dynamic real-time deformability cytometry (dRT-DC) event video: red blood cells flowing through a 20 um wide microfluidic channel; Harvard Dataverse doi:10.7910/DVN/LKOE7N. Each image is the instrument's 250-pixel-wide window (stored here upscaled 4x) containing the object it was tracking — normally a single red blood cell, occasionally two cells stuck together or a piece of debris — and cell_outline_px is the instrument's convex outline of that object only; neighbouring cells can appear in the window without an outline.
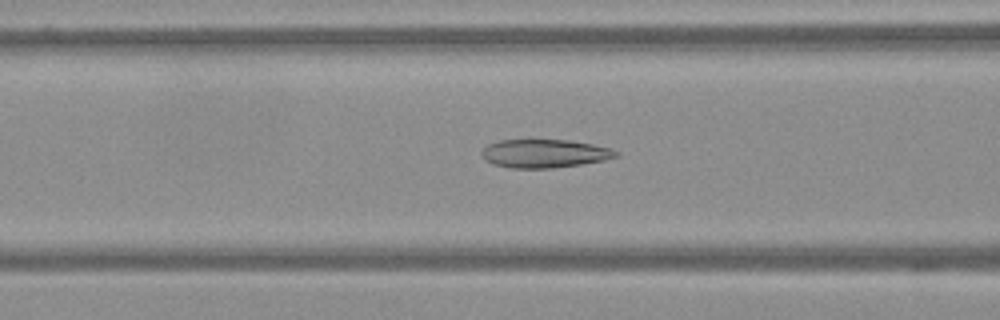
{"species": "Egyptian fruit bat (a non-hibernating species)", "species_latin": "Rousettus aegyptiacus", "temperature_condition": "warm", "stored_images_in_passage": 50, "camera_frame_rate_fps": 3000, "um_per_image_px": 0.085, "frame": {"image": 1, "passage_image": 13, "time_ms": 4.0, "image_size_px": [1000, 320], "cell_outline_px": [[620, 156], [604, 160], [580, 164], [552, 168], [512, 168], [492, 164], [484, 160], [480, 152], [488, 144], [500, 140], [532, 136], [568, 140], [592, 144], [612, 148], [620, 152]], "centroid_in_image_um": [46.25, 12.99], "position_along_channel_um": 120.4, "area_um2": 23.29}}
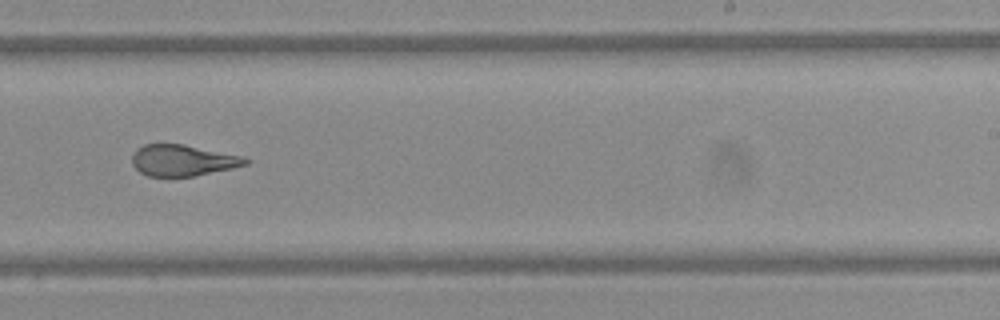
{"frame": {"image": 2, "passage_image": 27, "time_ms": 8.667, "image_size_px": [1000, 320], "cell_outline_px": [[248, 164], [232, 168], [192, 176], [148, 176], [140, 172], [132, 164], [132, 156], [136, 148], [144, 144], [184, 144], [244, 156], [248, 160]], "centroid_in_image_um": [15.52, 13.62], "position_along_channel_um": 273.5, "area_um2": 20.58}}
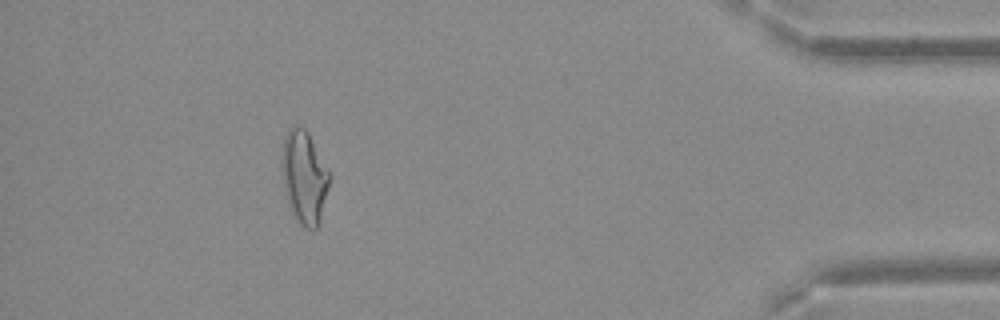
{"frame": {"image": 3, "passage_image": 44, "time_ms": 14.333, "image_size_px": [1000, 320], "cell_outline_px": [[332, 176], [320, 220], [316, 228], [312, 232], [304, 228], [300, 224], [292, 208], [284, 184], [284, 136], [292, 124], [304, 128], [308, 132], [328, 168]], "centroid_in_image_um": [25.94, 15.05], "position_along_channel_um": 409.3, "area_um2": 25.09}}